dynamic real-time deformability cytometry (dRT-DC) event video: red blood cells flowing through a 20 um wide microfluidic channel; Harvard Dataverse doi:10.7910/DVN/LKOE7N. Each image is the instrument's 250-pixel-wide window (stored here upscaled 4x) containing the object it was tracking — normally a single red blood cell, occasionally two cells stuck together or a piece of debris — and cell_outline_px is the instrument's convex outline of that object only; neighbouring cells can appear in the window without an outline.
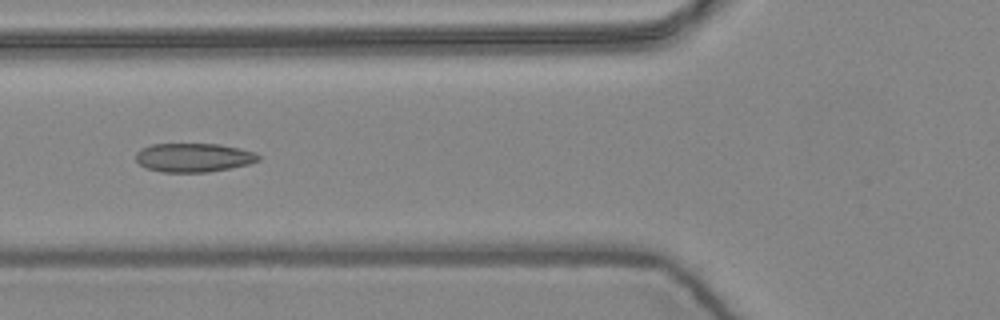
{"species": "common noctule bat (a hibernating species)", "species_latin": "Nyctalus noctula", "temperature_condition": "warm", "stored_images_in_passage": 6, "camera_frame_rate_fps": 3000, "um_per_image_px": 0.085, "animal": {"sex": "female", "body_mass_g": 24.6, "forearm_length_mm": 56.2}, "frame": {"image": 1, "passage_image": 4, "time_ms": 1.0, "image_size_px": [1000, 320], "cell_outline_px": [[260, 160], [248, 164], [208, 172], [164, 172], [144, 168], [136, 160], [136, 152], [152, 144], [220, 144], [240, 148], [256, 152], [260, 156]], "centroid_in_image_um": [16.47, 13.39], "position_along_channel_um": 109.3, "area_um2": 20.58}}
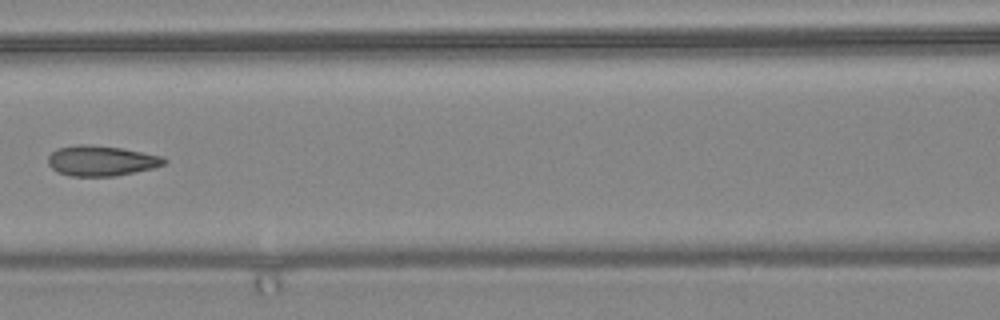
{"frame": {"image": 2, "passage_image": 5, "time_ms": 1.333, "image_size_px": [1000, 320], "cell_outline_px": [[168, 160], [164, 164], [152, 168], [136, 172], [116, 176], [72, 176], [56, 172], [48, 164], [48, 156], [56, 148], [76, 144], [88, 144], [124, 148], [164, 156]], "centroid_in_image_um": [8.61, 13.65], "position_along_channel_um": 158.0, "area_um2": 20.81}}
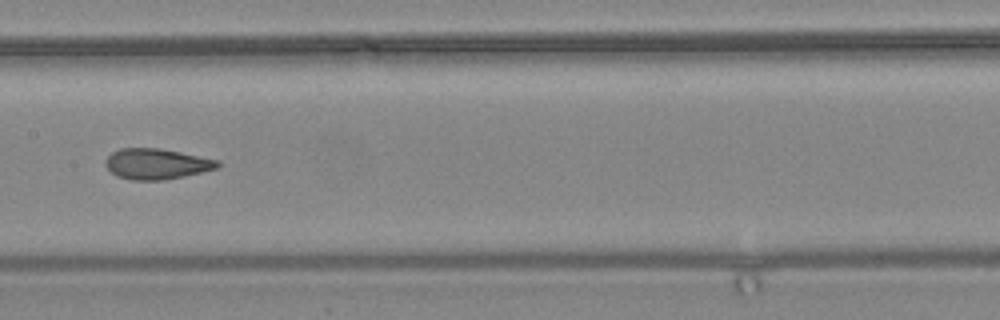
{"frame": {"image": 3, "passage_image": 6, "time_ms": 1.667, "image_size_px": [1000, 320], "cell_outline_px": [[220, 164], [216, 168], [184, 176], [164, 180], [132, 180], [116, 176], [104, 164], [104, 160], [112, 152], [120, 148], [160, 148], [220, 160]], "centroid_in_image_um": [13.28, 13.92], "position_along_channel_um": 194.1, "area_um2": 20.0}}